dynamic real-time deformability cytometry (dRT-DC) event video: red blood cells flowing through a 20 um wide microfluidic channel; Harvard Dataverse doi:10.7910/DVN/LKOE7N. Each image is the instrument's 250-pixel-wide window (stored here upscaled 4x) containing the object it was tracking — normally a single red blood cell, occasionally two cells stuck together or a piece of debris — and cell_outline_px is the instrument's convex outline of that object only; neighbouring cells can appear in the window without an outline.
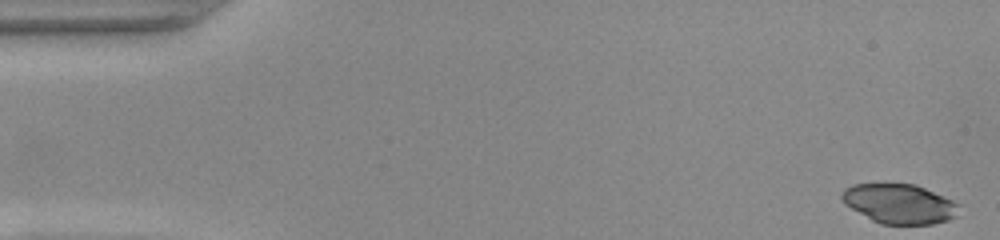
{"species": "common noctule bat (a hibernating species)", "species_latin": "Nyctalus noctula", "temperature_condition": "warm", "stored_images_in_passage": 51, "camera_frame_rate_fps": 3000, "um_per_image_px": 0.085, "animal": {"sex": "female", "body_mass_g": 22.0, "forearm_length_mm": 56.7}, "frame": {"image": 1, "passage_image": 1, "time_ms": 0.0, "image_size_px": [1000, 240], "cell_outline_px": [[960, 216], [948, 220], [932, 224], [880, 224], [872, 220], [844, 204], [840, 196], [840, 192], [844, 188], [852, 184], [916, 184], [952, 200], [960, 204]], "centroid_in_image_um": [76.47, 17.32], "position_along_channel_um": 8.5, "area_um2": 27.28}}